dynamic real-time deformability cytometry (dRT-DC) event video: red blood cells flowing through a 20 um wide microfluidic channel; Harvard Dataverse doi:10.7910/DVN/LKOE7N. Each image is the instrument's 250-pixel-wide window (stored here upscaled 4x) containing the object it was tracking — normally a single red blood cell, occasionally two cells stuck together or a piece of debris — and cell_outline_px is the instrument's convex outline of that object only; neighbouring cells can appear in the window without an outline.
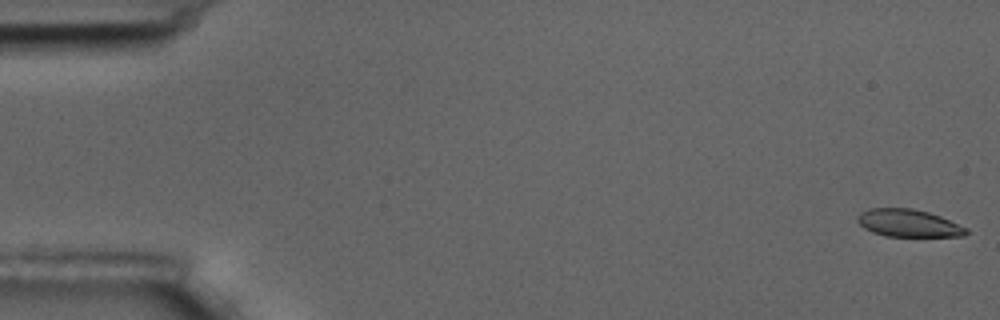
{"species": "common noctule bat (a hibernating species)", "species_latin": "Nyctalus noctula", "temperature_condition": "room temperature", "stored_images_in_passage": 5, "camera_frame_rate_fps": 3000, "um_per_image_px": 0.085, "animal": {"sex": "male", "body_mass_g": 17.5, "forearm_length_mm": 52.3}, "frame": {"image": 1, "passage_image": 1, "time_ms": 0.0, "image_size_px": [1000, 320], "cell_outline_px": [[968, 232], [964, 236], [884, 236], [872, 232], [864, 228], [856, 220], [860, 212], [868, 208], [912, 208], [928, 212], [940, 216], [968, 228]], "centroid_in_image_um": [77.2, 18.96], "position_along_channel_um": 7.8, "area_um2": 17.46}}
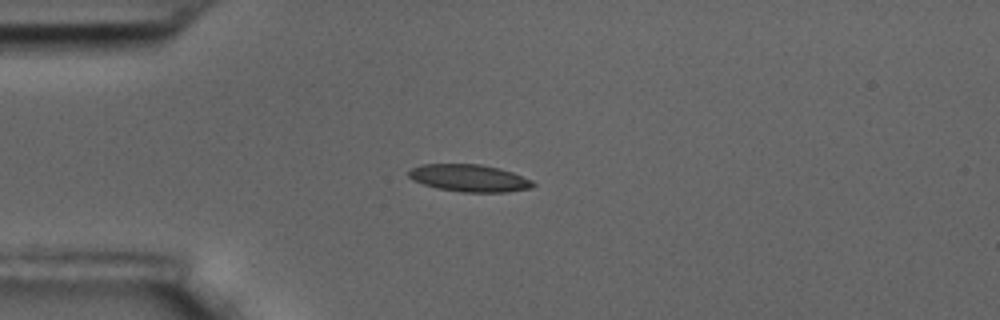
{"frame": {"image": 2, "passage_image": 5, "time_ms": 1.333, "image_size_px": [1000, 320], "cell_outline_px": [[536, 184], [532, 188], [504, 192], [460, 192], [436, 188], [412, 180], [408, 176], [408, 172], [412, 168], [420, 164], [480, 164], [500, 168], [512, 172], [532, 180]], "centroid_in_image_um": [39.89, 15.13], "position_along_channel_um": 45.1, "area_um2": 19.83}}